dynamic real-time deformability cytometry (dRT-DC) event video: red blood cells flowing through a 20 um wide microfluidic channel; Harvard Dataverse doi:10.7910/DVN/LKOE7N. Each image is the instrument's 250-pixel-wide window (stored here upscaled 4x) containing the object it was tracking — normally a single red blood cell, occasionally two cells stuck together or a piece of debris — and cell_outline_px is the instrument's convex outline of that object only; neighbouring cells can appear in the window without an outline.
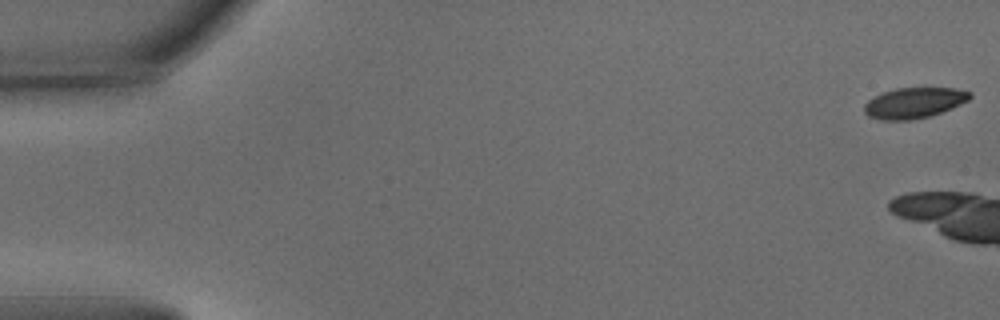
{"species": "common noctule bat (a hibernating species)", "species_latin": "Nyctalus noctula", "temperature_condition": "warm", "stored_images_in_passage": 5, "camera_frame_rate_fps": 3000, "um_per_image_px": 0.085, "animal": {"sex": "male", "body_mass_g": 15.6}, "frame": {"image": 1, "passage_image": 1, "time_ms": 0.0, "image_size_px": [1000, 320], "cell_outline_px": [[972, 96], [968, 100], [952, 108], [928, 116], [912, 120], [880, 120], [868, 116], [864, 112], [864, 104], [868, 100], [884, 92], [896, 88], [952, 88], [972, 92]], "centroid_in_image_um": [77.68, 8.75], "position_along_channel_um": 7.3, "area_um2": 18.73}}